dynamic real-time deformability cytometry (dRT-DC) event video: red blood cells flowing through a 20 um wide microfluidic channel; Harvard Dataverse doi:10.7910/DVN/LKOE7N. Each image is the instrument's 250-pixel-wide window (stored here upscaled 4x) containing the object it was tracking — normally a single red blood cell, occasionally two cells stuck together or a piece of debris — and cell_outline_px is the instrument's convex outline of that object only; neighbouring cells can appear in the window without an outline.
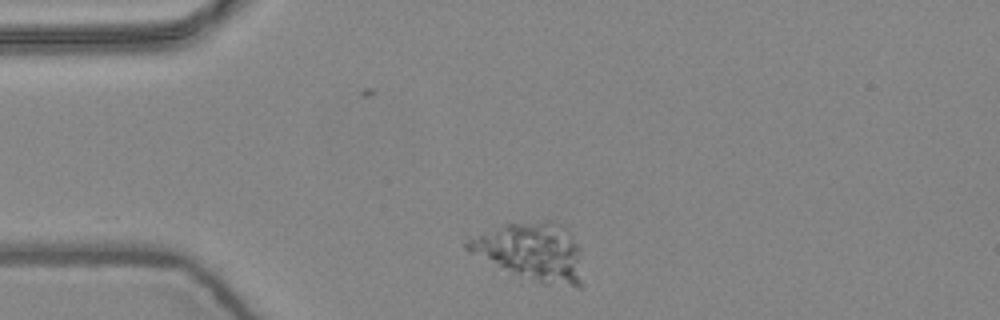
{"species": "common noctule bat (a hibernating species)", "species_latin": "Nyctalus noctula", "temperature_condition": "warm", "stored_images_in_passage": 2, "camera_frame_rate_fps": 3000, "um_per_image_px": 0.085, "animal": {"sex": "female", "body_mass_g": 24.6, "forearm_length_mm": 56.2}, "frame": {"image": 1, "passage_image": 1, "time_ms": 0.0, "image_size_px": [1000, 320], "cell_outline_px": [[584, 284], [580, 288], [576, 288], [544, 284], [512, 272], [468, 252], [464, 248], [464, 244], [468, 236], [508, 224], [544, 220], [548, 220], [564, 224], [568, 228], [580, 248]], "centroid_in_image_um": [45.24, 21.39], "position_along_channel_um": 39.8, "area_um2": 39.48}}